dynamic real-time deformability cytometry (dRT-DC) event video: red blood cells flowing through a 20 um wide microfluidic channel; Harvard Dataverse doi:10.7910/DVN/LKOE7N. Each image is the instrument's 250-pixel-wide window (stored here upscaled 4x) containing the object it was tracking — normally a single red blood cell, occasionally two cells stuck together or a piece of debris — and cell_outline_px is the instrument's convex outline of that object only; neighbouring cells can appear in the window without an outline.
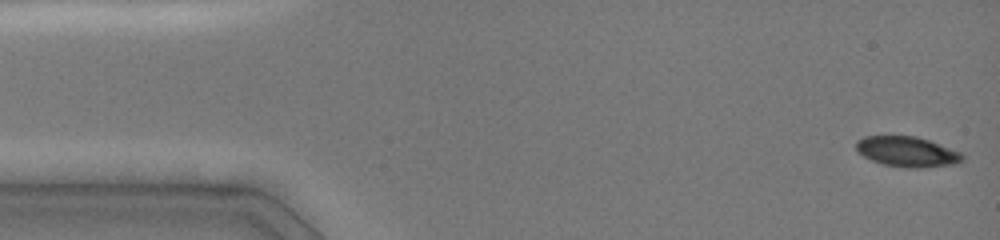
{"species": "common noctule bat (a hibernating species)", "species_latin": "Nyctalus noctula", "temperature_condition": "cold", "stored_images_in_passage": 10, "camera_frame_rate_fps": 3000, "um_per_image_px": 0.085, "animal": {"sex": "female", "body_mass_g": 19.0, "forearm_length_mm": 51.5}, "frame": {"image": 1, "passage_image": 1, "time_ms": 0.0, "image_size_px": [1000, 240], "cell_outline_px": [[964, 160], [956, 164], [920, 168], [912, 168], [884, 164], [872, 160], [864, 156], [856, 148], [856, 140], [864, 136], [916, 136], [928, 140], [960, 152], [964, 156]], "centroid_in_image_um": [77.12, 12.89], "position_along_channel_um": 7.9, "area_um2": 18.55}}
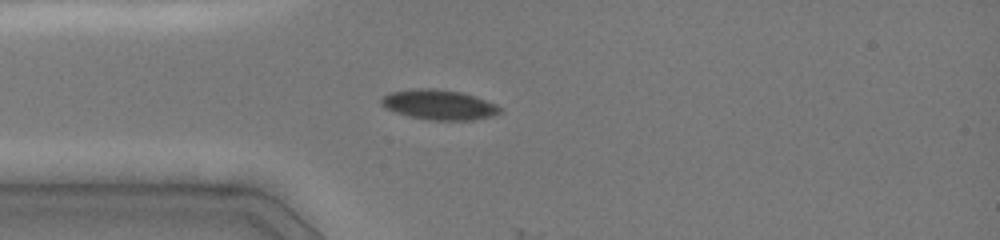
{"frame": {"image": 2, "passage_image": 9, "time_ms": 3.667, "image_size_px": [1000, 240], "cell_outline_px": [[500, 112], [492, 116], [472, 120], [428, 120], [396, 112], [384, 108], [380, 104], [380, 96], [392, 92], [412, 88], [432, 88], [460, 92], [476, 96], [496, 104], [500, 108]], "centroid_in_image_um": [37.27, 8.89], "position_along_channel_um": 47.7, "area_um2": 20.75}}